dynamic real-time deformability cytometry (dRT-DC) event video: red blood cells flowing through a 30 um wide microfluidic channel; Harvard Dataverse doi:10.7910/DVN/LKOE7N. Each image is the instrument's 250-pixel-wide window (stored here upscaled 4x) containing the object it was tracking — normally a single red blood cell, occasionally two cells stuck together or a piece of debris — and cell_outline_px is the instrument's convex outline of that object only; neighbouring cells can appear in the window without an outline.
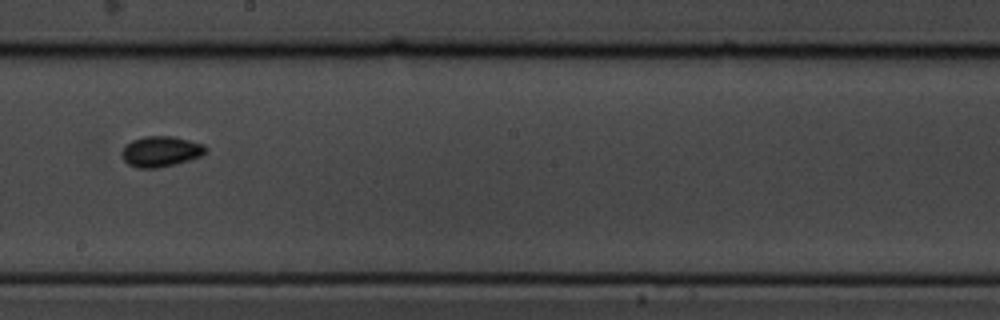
{"species": "common noctule bat (a hibernating species)", "species_latin": "Nyctalus noctula", "temperature_condition": "cold", "stored_images_in_passage": 16, "camera_frame_rate_fps": 3000, "um_per_image_px": 0.085, "animal": {"sex": "male", "body_mass_g": 19.5, "forearm_length_mm": 54.6}, "frame": {"image": 1, "passage_image": 10, "time_ms": 3.0, "image_size_px": [1000, 320], "cell_outline_px": [[208, 152], [200, 156], [176, 164], [156, 168], [140, 168], [128, 164], [124, 160], [120, 152], [132, 140], [144, 136], [172, 136], [204, 144], [208, 148]], "centroid_in_image_um": [13.69, 12.87], "position_along_channel_um": 234.5, "area_um2": 14.91}}
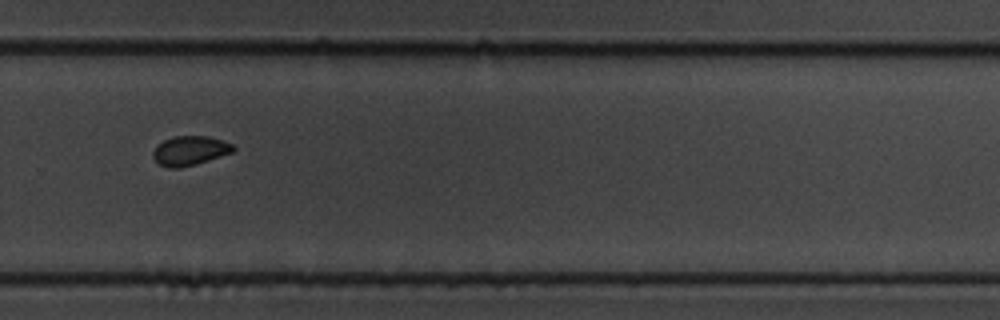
{"frame": {"image": 2, "passage_image": 12, "time_ms": 3.667, "image_size_px": [1000, 320], "cell_outline_px": [[236, 148], [232, 152], [196, 164], [180, 168], [168, 168], [160, 164], [152, 156], [152, 152], [156, 144], [164, 140], [176, 136], [208, 136], [232, 144]], "centroid_in_image_um": [16.1, 12.81], "position_along_channel_um": 313.7, "area_um2": 13.64}}